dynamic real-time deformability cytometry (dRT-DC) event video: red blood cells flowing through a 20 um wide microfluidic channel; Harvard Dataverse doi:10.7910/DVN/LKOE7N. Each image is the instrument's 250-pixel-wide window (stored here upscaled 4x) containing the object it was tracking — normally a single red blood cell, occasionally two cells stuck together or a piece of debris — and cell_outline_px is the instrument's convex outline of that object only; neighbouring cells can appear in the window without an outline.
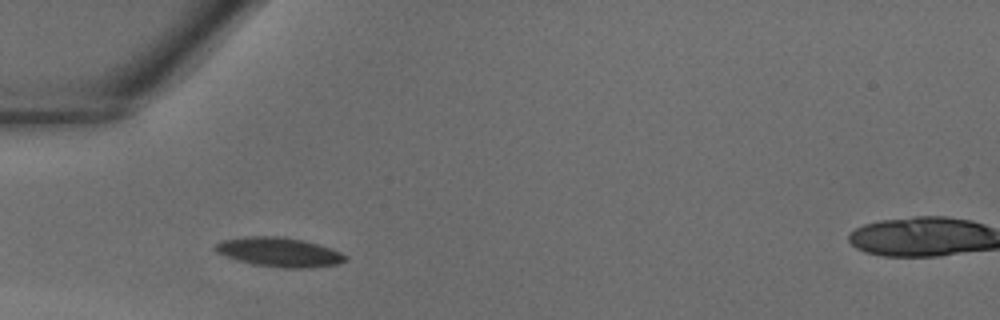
{"species": "common noctule bat (a hibernating species)", "species_latin": "Nyctalus noctula", "temperature_condition": "warm", "stored_images_in_passage": 31, "camera_frame_rate_fps": 3000, "um_per_image_px": 0.085, "animal": {"sex": "male", "body_mass_g": 18.8}, "frame": {"image": 1, "passage_image": 4, "time_ms": 1.0, "image_size_px": [1000, 320], "cell_outline_px": [[348, 260], [336, 264], [308, 268], [284, 268], [252, 264], [236, 260], [216, 252], [212, 248], [216, 244], [224, 240], [244, 236], [280, 236], [304, 240], [340, 252], [348, 256]], "centroid_in_image_um": [23.71, 21.43], "position_along_channel_um": 61.3, "area_um2": 22.2}}
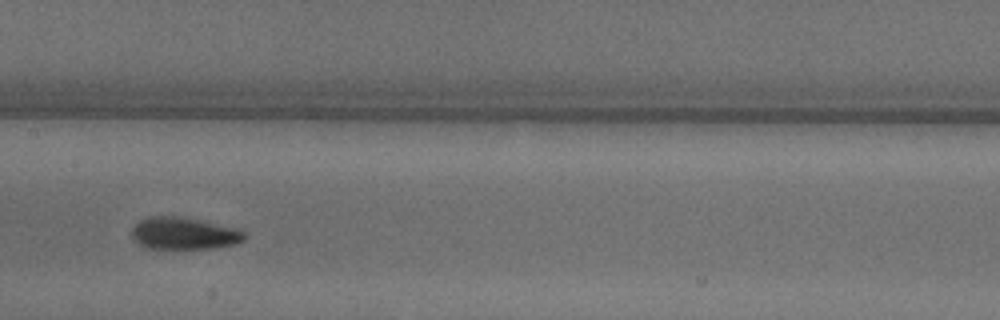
{"frame": {"image": 2, "passage_image": 12, "time_ms": 3.667, "image_size_px": [1000, 320], "cell_outline_px": [[248, 236], [244, 240], [232, 244], [216, 248], [144, 248], [132, 236], [132, 228], [140, 220], [152, 216], [176, 216], [236, 228], [244, 232]], "centroid_in_image_um": [15.63, 19.85], "position_along_channel_um": 191.8, "area_um2": 20.69}}
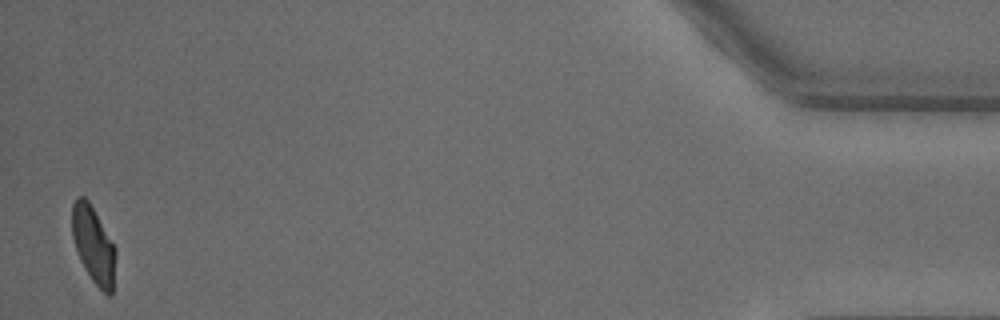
{"frame": {"image": 3, "passage_image": 31, "time_ms": 10.0, "image_size_px": [1000, 320], "cell_outline_px": [[116, 252], [112, 292], [108, 296], [92, 280], [84, 268], [80, 260], [72, 236], [72, 204], [76, 196], [84, 196], [88, 200], [116, 248]], "centroid_in_image_um": [7.93, 20.79], "position_along_channel_um": 427.3, "area_um2": 19.31}}